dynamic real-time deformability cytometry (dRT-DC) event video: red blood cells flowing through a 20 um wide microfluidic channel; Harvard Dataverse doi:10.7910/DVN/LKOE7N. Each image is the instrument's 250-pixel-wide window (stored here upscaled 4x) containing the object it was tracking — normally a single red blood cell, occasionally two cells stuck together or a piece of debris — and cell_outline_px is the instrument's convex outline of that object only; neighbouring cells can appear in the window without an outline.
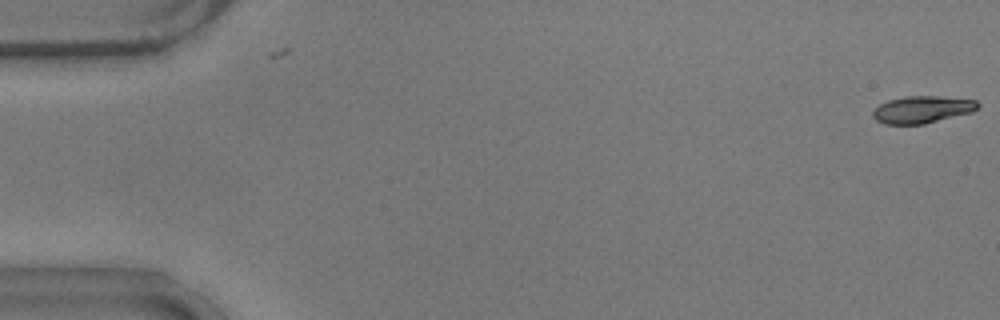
{"species": "common noctule bat (a hibernating species)", "species_latin": "Nyctalus noctula", "temperature_condition": "warm", "stored_images_in_passage": 2, "camera_frame_rate_fps": 3000, "um_per_image_px": 0.085, "animal": {"sex": "male", "body_mass_g": 17.9}, "frame": {"image": 1, "passage_image": 2, "time_ms": 0.333, "image_size_px": [1000, 320], "cell_outline_px": [[980, 104], [972, 112], [924, 124], [884, 124], [876, 120], [872, 116], [872, 112], [880, 104], [888, 100], [904, 96], [936, 96], [976, 100]], "centroid_in_image_um": [78.36, 9.31], "position_along_channel_um": 6.6, "area_um2": 16.53}}